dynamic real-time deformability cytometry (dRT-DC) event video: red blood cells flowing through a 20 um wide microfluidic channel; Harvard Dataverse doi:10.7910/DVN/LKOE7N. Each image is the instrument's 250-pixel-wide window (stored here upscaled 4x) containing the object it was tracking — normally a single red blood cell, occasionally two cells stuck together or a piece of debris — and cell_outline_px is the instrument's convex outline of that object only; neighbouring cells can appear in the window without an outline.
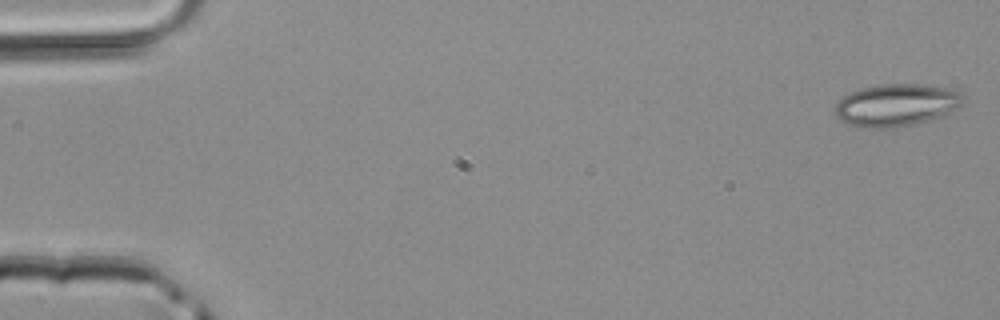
{"species": "common noctule bat (a hibernating species)", "species_latin": "Nyctalus noctula", "temperature_condition": "room temperature", "stored_images_in_passage": 3, "camera_frame_rate_fps": 3000, "um_per_image_px": 0.085, "animal": {"sex": "male", "body_mass_g": 20.4}, "frame": {"image": 1, "passage_image": 1, "time_ms": 0.0, "image_size_px": [1000, 320], "cell_outline_px": [[960, 104], [956, 108], [944, 116], [912, 124], [888, 128], [864, 128], [848, 124], [840, 120], [836, 116], [836, 104], [840, 96], [860, 88], [880, 84], [920, 84], [956, 88], [960, 92]], "centroid_in_image_um": [76.15, 8.92], "position_along_channel_um": 8.8, "area_um2": 31.73}}